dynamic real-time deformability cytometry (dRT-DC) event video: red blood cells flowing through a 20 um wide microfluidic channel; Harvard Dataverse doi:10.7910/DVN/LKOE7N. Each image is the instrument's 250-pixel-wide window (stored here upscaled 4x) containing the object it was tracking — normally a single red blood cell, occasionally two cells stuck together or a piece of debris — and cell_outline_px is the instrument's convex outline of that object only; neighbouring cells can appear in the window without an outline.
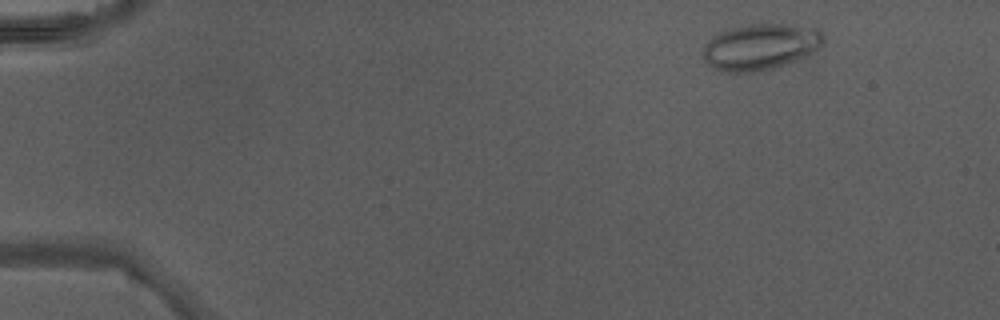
{"species": "Egyptian fruit bat (a non-hibernating species)", "species_latin": "Rousettus aegyptiacus", "temperature_condition": "warm", "stored_images_in_passage": 12, "camera_frame_rate_fps": 3000, "um_per_image_px": 0.085, "animal": {"sex": "male"}, "frame": {"image": 1, "passage_image": 1, "time_ms": 0.0, "image_size_px": [1000, 320], "cell_outline_px": [[824, 44], [816, 52], [808, 56], [776, 68], [760, 72], [720, 72], [712, 68], [700, 56], [704, 44], [712, 36], [720, 32], [732, 28], [752, 24], [784, 24], [816, 28], [824, 36]], "centroid_in_image_um": [64.63, 4.01], "position_along_channel_um": 20.4, "area_um2": 33.06}}